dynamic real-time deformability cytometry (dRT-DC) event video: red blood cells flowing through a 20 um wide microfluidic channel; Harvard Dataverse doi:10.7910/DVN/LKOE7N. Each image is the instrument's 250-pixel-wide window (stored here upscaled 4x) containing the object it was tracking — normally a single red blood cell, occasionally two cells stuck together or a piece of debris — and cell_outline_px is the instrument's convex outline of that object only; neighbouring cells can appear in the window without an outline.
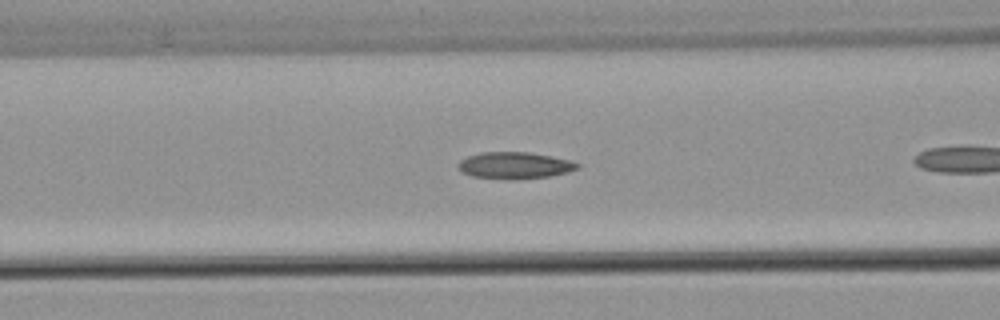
{"species": "common noctule bat (a hibernating species)", "species_latin": "Nyctalus noctula", "temperature_condition": "warm", "stored_images_in_passage": 22, "camera_frame_rate_fps": 3000, "um_per_image_px": 0.085, "animal": {"sex": "male", "body_mass_g": 21.5, "forearm_length_mm": 52.0}, "frame": {"image": 1, "passage_image": 7, "time_ms": 2.0, "image_size_px": [1000, 320], "cell_outline_px": [[580, 168], [568, 172], [548, 176], [508, 180], [472, 176], [464, 172], [456, 164], [460, 160], [468, 156], [484, 152], [528, 152], [552, 156], [572, 160], [580, 164]], "centroid_in_image_um": [43.78, 14.06], "position_along_channel_um": 122.8, "area_um2": 18.55}}
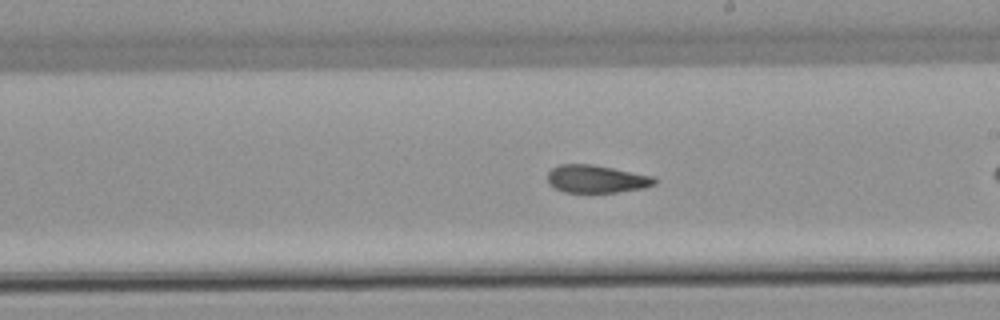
{"frame": {"image": 2, "passage_image": 16, "time_ms": 5.0, "image_size_px": [1000, 320], "cell_outline_px": [[656, 184], [644, 188], [616, 192], [564, 192], [548, 184], [548, 172], [552, 168], [560, 164], [592, 164], [652, 176], [656, 180]], "centroid_in_image_um": [50.67, 15.21], "position_along_channel_um": 238.3, "area_um2": 17.17}}